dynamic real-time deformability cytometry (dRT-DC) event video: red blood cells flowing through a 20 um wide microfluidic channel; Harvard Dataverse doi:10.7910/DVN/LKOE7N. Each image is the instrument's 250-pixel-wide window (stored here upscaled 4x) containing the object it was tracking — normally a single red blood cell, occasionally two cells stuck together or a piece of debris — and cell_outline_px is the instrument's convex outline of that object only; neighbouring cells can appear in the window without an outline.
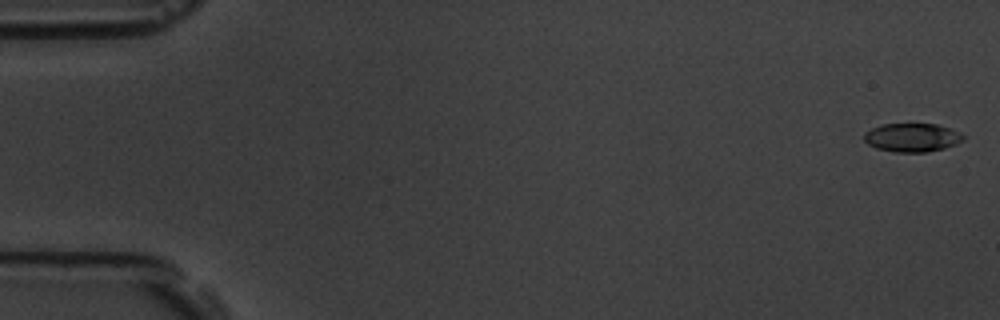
{"species": "common noctule bat (a hibernating species)", "species_latin": "Nyctalus noctula", "temperature_condition": "room temperature", "stored_images_in_passage": 17, "camera_frame_rate_fps": 3000, "um_per_image_px": 0.085, "animal": {"sex": "male", "body_mass_g": 19.5, "forearm_length_mm": 54.6}, "frame": {"image": 1, "passage_image": 1, "time_ms": 0.0, "image_size_px": [1000, 320], "cell_outline_px": [[964, 140], [956, 144], [944, 148], [928, 152], [892, 152], [876, 148], [868, 144], [864, 140], [864, 132], [880, 124], [936, 124], [948, 128], [964, 136]], "centroid_in_image_um": [77.48, 11.7], "position_along_channel_um": 7.5, "area_um2": 16.47}}
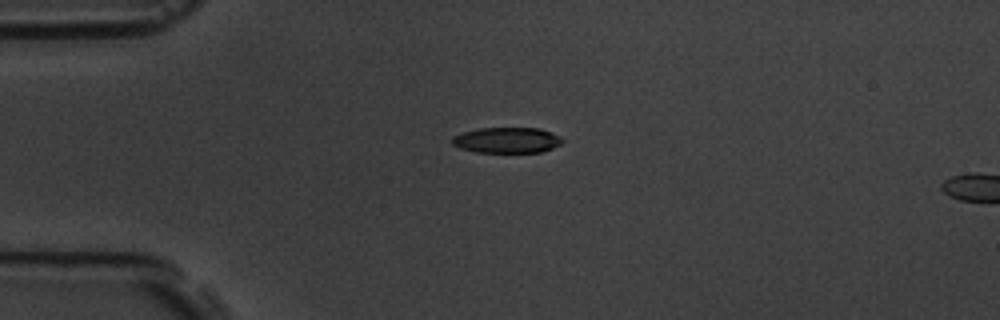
{"frame": {"image": 2, "passage_image": 14, "time_ms": 4.333, "image_size_px": [1000, 320], "cell_outline_px": [[564, 140], [560, 144], [552, 148], [540, 152], [476, 152], [460, 148], [452, 144], [452, 136], [464, 132], [480, 128], [540, 128], [552, 132], [560, 136]], "centroid_in_image_um": [43.1, 11.91], "position_along_channel_um": 41.9, "area_um2": 16.47}}